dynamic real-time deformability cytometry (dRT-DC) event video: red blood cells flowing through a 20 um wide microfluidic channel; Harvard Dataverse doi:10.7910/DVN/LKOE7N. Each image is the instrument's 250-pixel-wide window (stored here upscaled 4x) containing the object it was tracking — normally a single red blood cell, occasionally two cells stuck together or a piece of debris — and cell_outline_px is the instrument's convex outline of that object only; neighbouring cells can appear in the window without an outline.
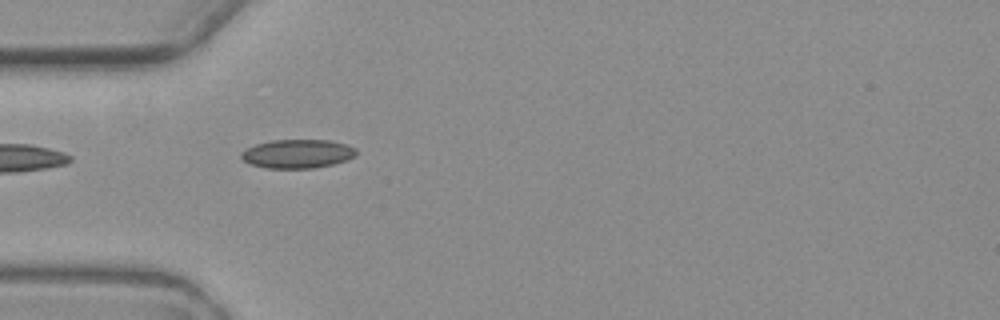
{"species": "common noctule bat (a hibernating species)", "species_latin": "Nyctalus noctula", "temperature_condition": "warm", "stored_images_in_passage": 7, "camera_frame_rate_fps": 3000, "um_per_image_px": 0.085, "animal": {"sex": "female", "body_mass_g": 19.3, "forearm_length_mm": 54.1}, "frame": {"image": 1, "passage_image": 5, "time_ms": 4.667, "image_size_px": [1000, 320], "cell_outline_px": [[356, 156], [332, 164], [312, 168], [268, 168], [252, 164], [244, 160], [240, 156], [240, 152], [256, 144], [272, 140], [328, 140], [348, 144], [356, 148]], "centroid_in_image_um": [25.3, 13.06], "position_along_channel_um": 59.7, "area_um2": 19.13}}
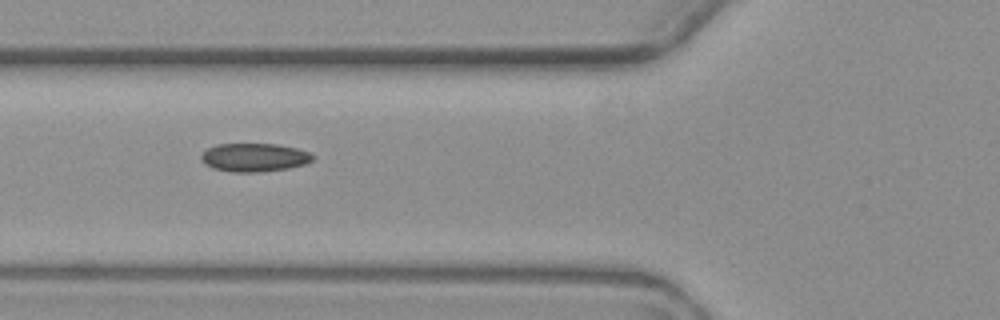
{"frame": {"image": 2, "passage_image": 6, "time_ms": 6.0, "image_size_px": [1000, 320], "cell_outline_px": [[316, 156], [312, 160], [304, 164], [288, 168], [260, 172], [232, 172], [212, 168], [204, 164], [200, 156], [208, 148], [216, 144], [276, 144], [296, 148], [308, 152]], "centroid_in_image_um": [21.6, 13.38], "position_along_channel_um": 104.2, "area_um2": 18.44}}
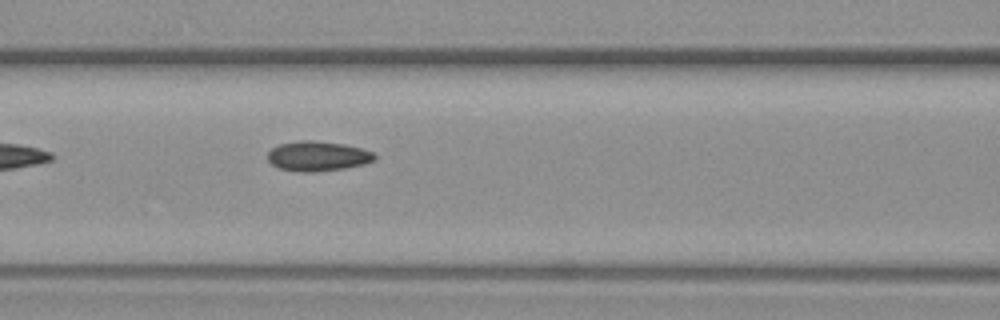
{"frame": {"image": 3, "passage_image": 7, "time_ms": 7.0, "image_size_px": [1000, 320], "cell_outline_px": [[376, 160], [364, 164], [344, 168], [312, 172], [300, 172], [280, 168], [272, 164], [268, 160], [268, 152], [272, 148], [280, 144], [300, 140], [312, 140], [344, 144], [360, 148], [372, 152], [376, 156]], "centroid_in_image_um": [27.01, 13.27], "position_along_channel_um": 139.6, "area_um2": 18.5}}